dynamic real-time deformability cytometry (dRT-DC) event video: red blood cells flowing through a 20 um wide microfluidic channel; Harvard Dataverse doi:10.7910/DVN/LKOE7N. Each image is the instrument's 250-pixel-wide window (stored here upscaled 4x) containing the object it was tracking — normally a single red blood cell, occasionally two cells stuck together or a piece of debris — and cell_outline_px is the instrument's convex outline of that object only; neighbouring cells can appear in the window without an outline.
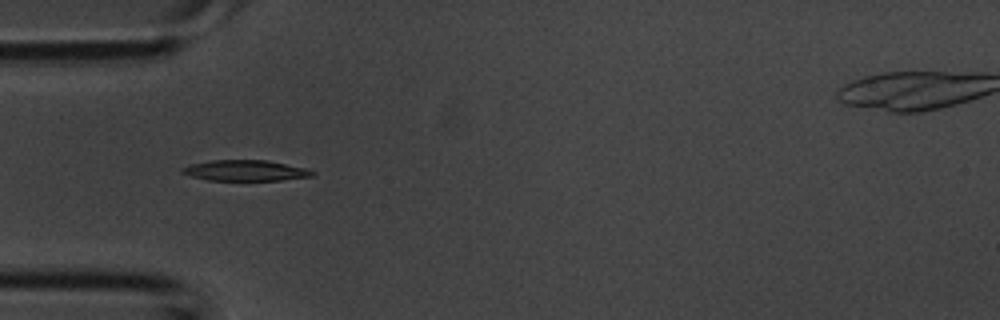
{"species": "common noctule bat (a hibernating species)", "species_latin": "Nyctalus noctula", "temperature_condition": "room temperature", "stored_images_in_passage": 1, "camera_frame_rate_fps": 3000, "um_per_image_px": 0.085, "animal": {"sex": "male", "body_mass_g": 20.1, "forearm_length_mm": 53.5}, "frame": {"image": 1, "passage_image": 1, "time_ms": 0.0, "image_size_px": [1000, 320], "cell_outline_px": [[316, 176], [280, 180], [208, 180], [192, 176], [180, 172], [180, 168], [192, 164], [212, 160], [268, 160], [308, 168], [316, 172]], "centroid_in_image_um": [20.92, 14.49], "position_along_channel_um": 64.1, "area_um2": 15.84}}